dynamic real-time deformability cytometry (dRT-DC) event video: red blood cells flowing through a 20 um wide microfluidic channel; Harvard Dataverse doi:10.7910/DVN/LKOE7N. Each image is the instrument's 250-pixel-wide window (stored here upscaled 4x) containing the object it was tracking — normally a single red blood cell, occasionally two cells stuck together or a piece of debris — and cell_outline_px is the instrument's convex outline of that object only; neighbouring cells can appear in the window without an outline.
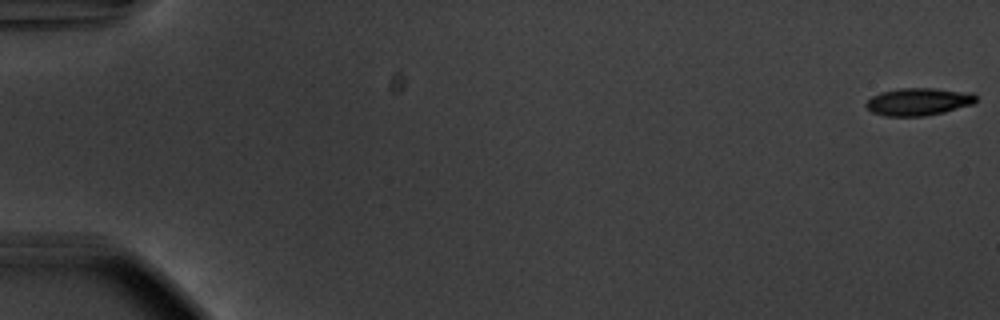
{"species": "common noctule bat (a hibernating species)", "species_latin": "Nyctalus noctula", "temperature_condition": "warm", "stored_images_in_passage": 56, "camera_frame_rate_fps": 3000, "um_per_image_px": 0.085, "animal": {"sex": "male", "body_mass_g": 20.1, "forearm_length_mm": 53.5}, "frame": {"image": 1, "passage_image": 1, "time_ms": 0.0, "image_size_px": [1000, 320], "cell_outline_px": [[976, 100], [972, 104], [944, 112], [924, 116], [884, 116], [872, 112], [864, 104], [872, 96], [880, 92], [900, 88], [932, 88], [972, 92], [976, 96]], "centroid_in_image_um": [78.05, 8.64], "position_along_channel_um": 6.9, "area_um2": 17.63}}
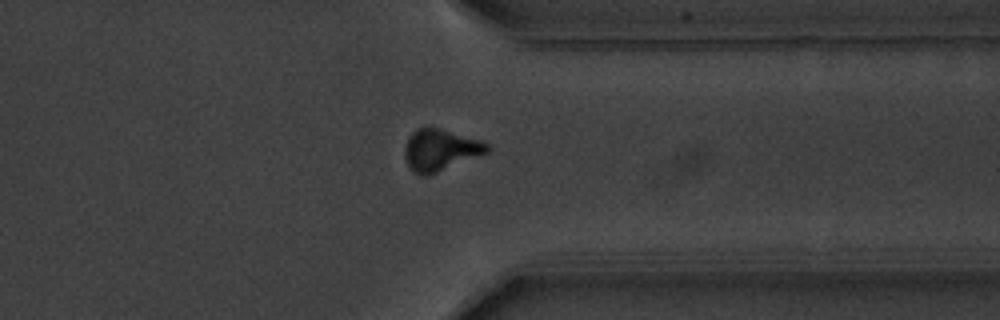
{"frame": {"image": 2, "passage_image": 44, "time_ms": 14.333, "image_size_px": [1000, 320], "cell_outline_px": [[492, 148], [488, 152], [436, 172], [424, 176], [412, 172], [404, 156], [404, 148], [408, 136], [416, 128], [440, 128], [480, 140], [488, 144]], "centroid_in_image_um": [37.4, 12.73], "position_along_channel_um": 374.0, "area_um2": 19.77}}
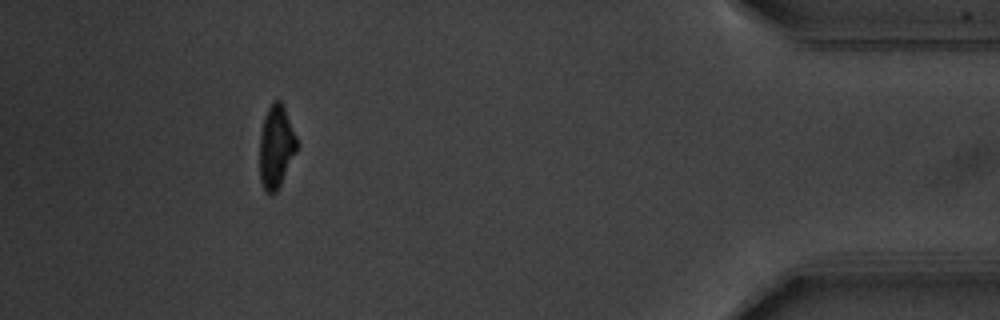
{"frame": {"image": 3, "passage_image": 51, "time_ms": 16.667, "image_size_px": [1000, 320], "cell_outline_px": [[300, 144], [276, 192], [264, 192], [260, 180], [260, 136], [264, 116], [272, 100], [280, 100], [284, 104]], "centroid_in_image_um": [23.49, 12.41], "position_along_channel_um": 411.7, "area_um2": 18.21}, "authors_computed_cell_mechanics": {"area_um2": 18.496, "velocity_mm_per_s": 3.7423, "shape_relaxation_time_tau1_ms": 3.694, "shape_relaxation_time_tau2_ms": 4.4551, "deformation_change_tau1": 0.1607, "deformation_change_tau2": 0.1249}}